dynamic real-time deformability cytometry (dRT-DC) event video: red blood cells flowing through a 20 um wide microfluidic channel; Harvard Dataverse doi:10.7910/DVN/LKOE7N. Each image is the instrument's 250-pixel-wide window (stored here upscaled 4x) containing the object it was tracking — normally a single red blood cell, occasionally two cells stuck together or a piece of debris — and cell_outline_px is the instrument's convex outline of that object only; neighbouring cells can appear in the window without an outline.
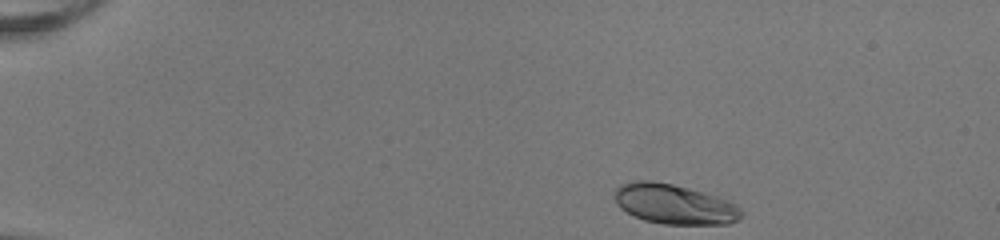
{"species": "human", "species_latin": "Homo sapiens", "temperature_condition": "room temperature", "stored_images_in_passage": 38, "camera_frame_rate_fps": 3000, "um_per_image_px": 0.085, "donor": {"sex": "female"}, "frame": {"image": 1, "passage_image": 1, "time_ms": 0.0, "image_size_px": [1000, 240], "cell_outline_px": [[744, 212], [740, 220], [728, 224], [664, 224], [644, 220], [620, 208], [616, 204], [616, 188], [620, 184], [632, 180], [652, 180], [672, 184], [688, 188], [716, 196], [728, 200], [740, 208]], "centroid_in_image_um": [57.33, 17.35], "position_along_channel_um": 27.7, "area_um2": 29.48}}
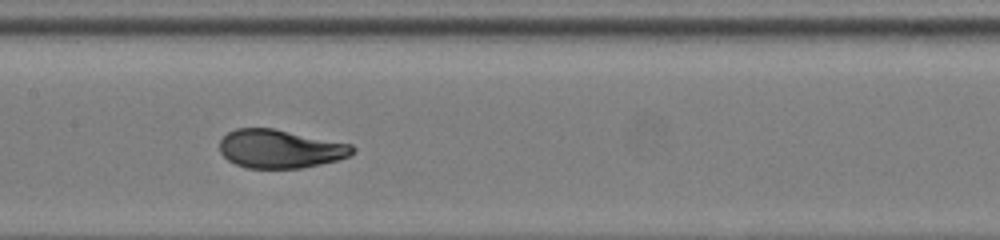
{"frame": {"image": 2, "passage_image": 20, "time_ms": 6.333, "image_size_px": [1000, 240], "cell_outline_px": [[356, 152], [348, 156], [336, 160], [320, 164], [300, 168], [248, 168], [236, 164], [228, 160], [220, 152], [220, 140], [228, 132], [236, 128], [272, 128], [352, 144], [356, 148]], "centroid_in_image_um": [23.81, 12.65], "position_along_channel_um": 183.6, "area_um2": 29.71}}
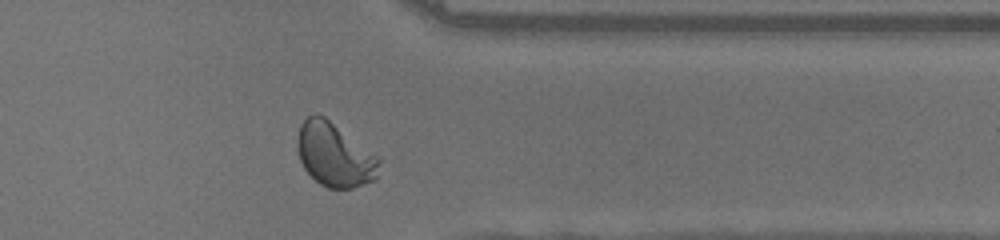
{"frame": {"image": 3, "passage_image": 35, "time_ms": 11.333, "image_size_px": [1000, 240], "cell_outline_px": [[380, 160], [376, 180], [352, 188], [328, 188], [320, 184], [304, 168], [300, 160], [296, 148], [296, 140], [300, 124], [308, 116], [316, 112], [324, 116], [380, 156]], "centroid_in_image_um": [28.44, 13.14], "position_along_channel_um": 383.0, "area_um2": 30.75}, "authors_computed_cell_mechanics": {"area_um2": 29.8537, "velocity_mm_per_s": 4.0501, "shape_relaxation_time_tau1_ms": 5.0079, "shape_relaxation_time_tau2_ms": null, "deformation_change_tau1": 0.2127, "deformation_change_tau2": null}}